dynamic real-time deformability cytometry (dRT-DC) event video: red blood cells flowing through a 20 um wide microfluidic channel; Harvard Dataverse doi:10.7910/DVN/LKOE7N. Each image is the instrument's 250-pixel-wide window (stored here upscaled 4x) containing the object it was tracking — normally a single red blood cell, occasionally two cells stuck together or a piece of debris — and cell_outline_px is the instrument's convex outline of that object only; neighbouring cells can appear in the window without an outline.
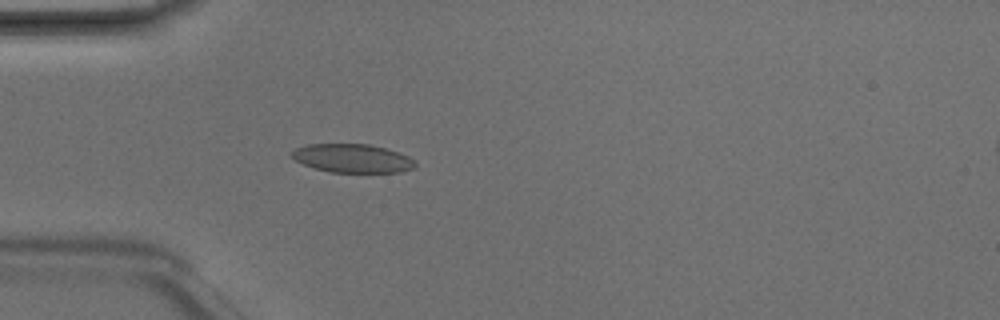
{"species": "Egyptian fruit bat (a non-hibernating species)", "species_latin": "Rousettus aegyptiacus", "temperature_condition": "room temperature", "stored_images_in_passage": 4, "camera_frame_rate_fps": 3000, "um_per_image_px": 0.085, "animal": {"sex": "male"}, "frame": {"image": 1, "passage_image": 4, "time_ms": 1.0, "image_size_px": [1000, 320], "cell_outline_px": [[416, 168], [400, 172], [328, 172], [304, 164], [296, 160], [292, 156], [292, 152], [296, 148], [308, 144], [368, 144], [384, 148], [408, 156], [416, 160]], "centroid_in_image_um": [30.0, 13.46], "position_along_channel_um": 55.0, "area_um2": 20.4}}